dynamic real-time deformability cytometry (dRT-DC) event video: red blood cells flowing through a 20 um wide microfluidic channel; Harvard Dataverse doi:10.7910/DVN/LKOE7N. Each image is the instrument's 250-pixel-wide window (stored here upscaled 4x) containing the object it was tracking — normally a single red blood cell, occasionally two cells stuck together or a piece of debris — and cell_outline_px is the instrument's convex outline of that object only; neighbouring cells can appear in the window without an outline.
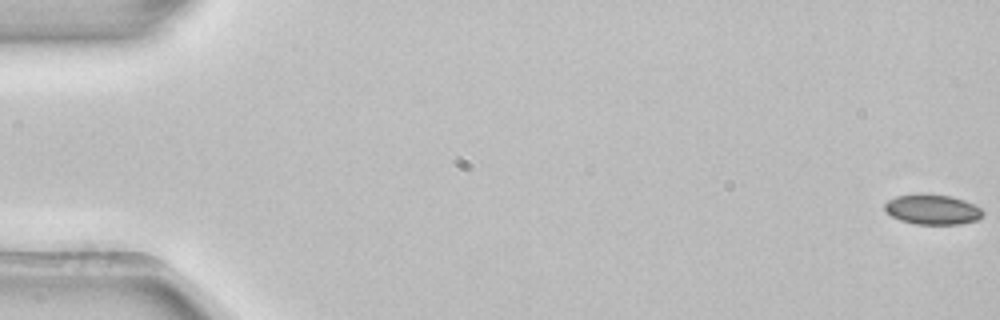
{"species": "common noctule bat (a hibernating species)", "species_latin": "Nyctalus noctula", "temperature_condition": "room temperature", "stored_images_in_passage": 6, "segment_of_instrument_passage": [1, 2], "camera_frame_rate_fps": 3000, "um_per_image_px": 0.085, "animal": {"sex": "female", "body_mass_g": 22.7, "forearm_length_mm": 54.2}, "frame": {"image": 1, "passage_image": 1, "time_ms": 0.0, "image_size_px": [1000, 320], "cell_outline_px": [[984, 216], [976, 220], [960, 224], [916, 224], [900, 220], [892, 216], [884, 208], [884, 204], [888, 200], [896, 196], [952, 196], [964, 200], [980, 208], [984, 212]], "centroid_in_image_um": [79.29, 17.84], "position_along_channel_um": 5.7, "area_um2": 16.59}}
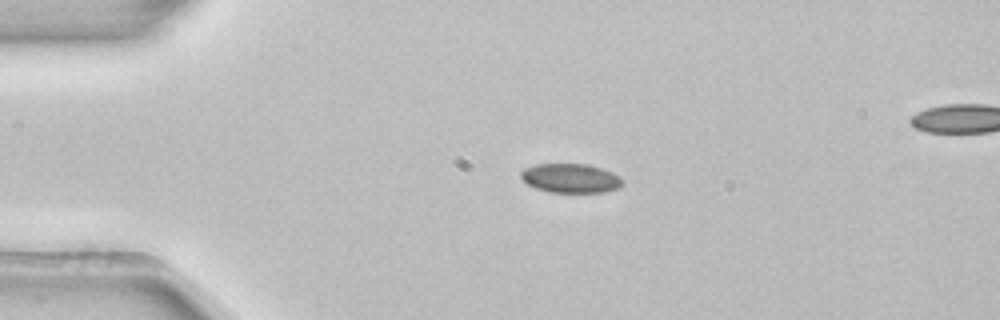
{"frame": {"image": 2, "passage_image": 4, "time_ms": 1.0, "image_size_px": [1000, 320], "cell_outline_px": [[624, 184], [620, 188], [604, 192], [548, 192], [536, 188], [528, 184], [520, 176], [520, 172], [524, 168], [536, 164], [588, 164], [612, 172], [620, 176], [624, 180]], "centroid_in_image_um": [48.54, 15.15], "position_along_channel_um": 36.5, "area_um2": 17.4}}